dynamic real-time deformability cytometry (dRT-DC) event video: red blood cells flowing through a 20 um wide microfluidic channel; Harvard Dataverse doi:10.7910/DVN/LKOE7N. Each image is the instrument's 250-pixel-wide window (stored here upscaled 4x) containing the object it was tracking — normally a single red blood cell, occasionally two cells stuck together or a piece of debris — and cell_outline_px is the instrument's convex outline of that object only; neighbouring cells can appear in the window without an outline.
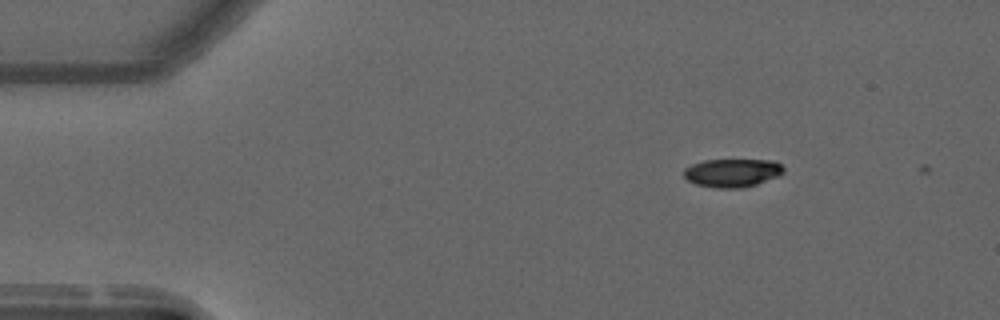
{"species": "common noctule bat (a hibernating species)", "species_latin": "Nyctalus noctula", "temperature_condition": "warm", "stored_images_in_passage": 3, "camera_frame_rate_fps": 3000, "um_per_image_px": 0.085, "animal": {"sex": "male", "forearm_length_mm": 52.5}, "frame": {"image": 1, "passage_image": 2, "time_ms": 0.333, "image_size_px": [1000, 320], "cell_outline_px": [[784, 172], [780, 176], [756, 184], [740, 188], [716, 188], [696, 184], [688, 180], [684, 176], [684, 168], [692, 164], [704, 160], [776, 160], [784, 168]], "centroid_in_image_um": [62.27, 14.68], "position_along_channel_um": 22.7, "area_um2": 16.53}}